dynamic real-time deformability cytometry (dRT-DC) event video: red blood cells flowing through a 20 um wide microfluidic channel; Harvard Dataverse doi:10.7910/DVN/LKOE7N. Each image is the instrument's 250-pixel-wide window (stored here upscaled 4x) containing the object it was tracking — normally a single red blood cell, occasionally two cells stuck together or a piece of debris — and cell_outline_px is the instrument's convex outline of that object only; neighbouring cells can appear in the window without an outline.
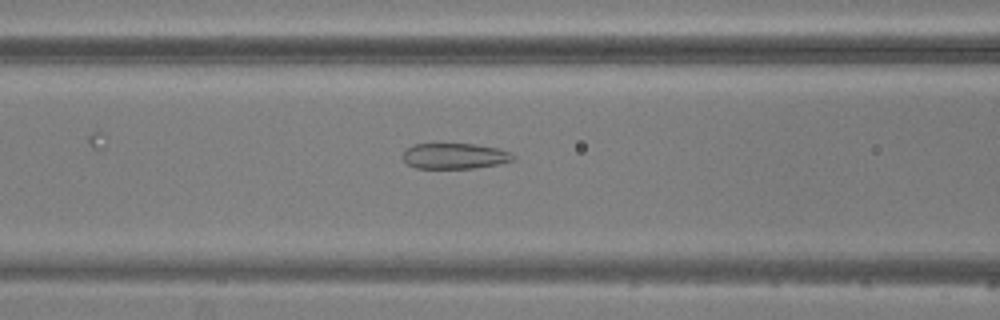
{"species": "common noctule bat (a hibernating species)", "species_latin": "Nyctalus noctula", "temperature_condition": "warm", "stored_images_in_passage": 5, "camera_frame_rate_fps": 3000, "um_per_image_px": 0.085, "animal": {"sex": "male", "body_mass_g": 20.5, "forearm_length_mm": 52.5}, "frame": {"image": 1, "passage_image": 5, "time_ms": 4.667, "image_size_px": [1000, 320], "cell_outline_px": [[516, 156], [512, 160], [500, 164], [472, 168], [416, 168], [408, 164], [404, 160], [404, 152], [412, 144], [476, 144], [496, 148], [512, 152]], "centroid_in_image_um": [38.68, 13.26], "position_along_channel_um": 127.9, "area_um2": 16.42}}